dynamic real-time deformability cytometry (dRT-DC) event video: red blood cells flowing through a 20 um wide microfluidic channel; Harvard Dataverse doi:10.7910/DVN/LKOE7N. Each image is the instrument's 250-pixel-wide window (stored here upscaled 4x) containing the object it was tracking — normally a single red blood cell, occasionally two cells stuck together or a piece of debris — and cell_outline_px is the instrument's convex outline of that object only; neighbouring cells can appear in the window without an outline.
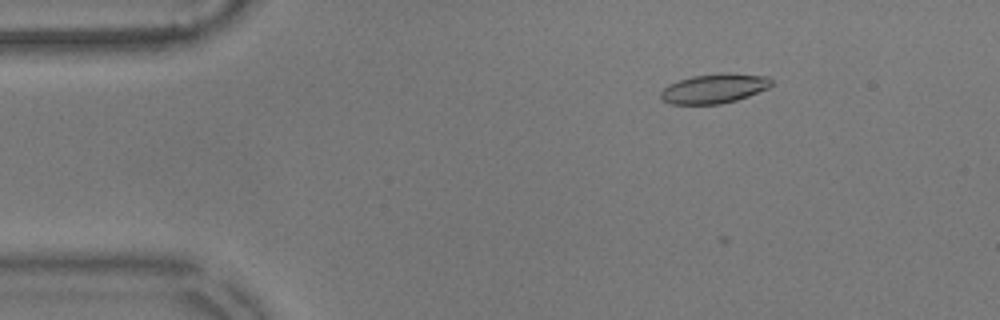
{"species": "common noctule bat (a hibernating species)", "species_latin": "Nyctalus noctula", "temperature_condition": "warm", "stored_images_in_passage": 17, "camera_frame_rate_fps": 3000, "um_per_image_px": 0.085, "animal": {"sex": "male", "body_mass_g": 17.9}, "frame": {"image": 1, "passage_image": 5, "time_ms": 1.333, "image_size_px": [1000, 320], "cell_outline_px": [[772, 84], [768, 88], [748, 96], [736, 100], [720, 104], [672, 104], [660, 100], [660, 92], [668, 84], [692, 76], [720, 72], [724, 72], [768, 76], [772, 80]], "centroid_in_image_um": [60.7, 7.51], "position_along_channel_um": 24.3, "area_um2": 19.19}}
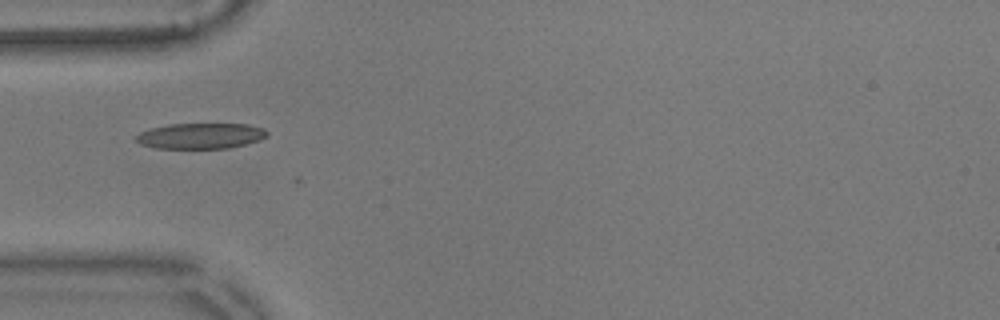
{"frame": {"image": 2, "passage_image": 14, "time_ms": 4.333, "image_size_px": [1000, 320], "cell_outline_px": [[268, 136], [260, 140], [228, 148], [156, 148], [140, 144], [132, 136], [140, 132], [152, 128], [168, 124], [248, 124], [264, 128], [268, 132]], "centroid_in_image_um": [17.04, 11.54], "position_along_channel_um": 68.0, "area_um2": 19.65}}